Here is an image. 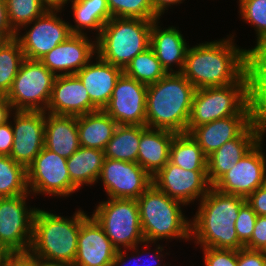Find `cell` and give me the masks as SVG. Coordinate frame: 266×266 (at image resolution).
I'll return each instance as SVG.
<instances>
[{"label": "cell", "instance_id": "1", "mask_svg": "<svg viewBox=\"0 0 266 266\" xmlns=\"http://www.w3.org/2000/svg\"><path fill=\"white\" fill-rule=\"evenodd\" d=\"M234 37L189 46L181 73L196 89L246 83L245 49L234 43Z\"/></svg>", "mask_w": 266, "mask_h": 266}, {"label": "cell", "instance_id": "2", "mask_svg": "<svg viewBox=\"0 0 266 266\" xmlns=\"http://www.w3.org/2000/svg\"><path fill=\"white\" fill-rule=\"evenodd\" d=\"M245 201L242 196L225 194L211 187L190 219V239L204 248H244L236 233L235 220Z\"/></svg>", "mask_w": 266, "mask_h": 266}, {"label": "cell", "instance_id": "3", "mask_svg": "<svg viewBox=\"0 0 266 266\" xmlns=\"http://www.w3.org/2000/svg\"><path fill=\"white\" fill-rule=\"evenodd\" d=\"M196 88L182 73H167L148 85L146 126L187 133Z\"/></svg>", "mask_w": 266, "mask_h": 266}, {"label": "cell", "instance_id": "4", "mask_svg": "<svg viewBox=\"0 0 266 266\" xmlns=\"http://www.w3.org/2000/svg\"><path fill=\"white\" fill-rule=\"evenodd\" d=\"M87 217L81 209L69 218L37 209L29 250L41 261L74 264L80 226Z\"/></svg>", "mask_w": 266, "mask_h": 266}, {"label": "cell", "instance_id": "5", "mask_svg": "<svg viewBox=\"0 0 266 266\" xmlns=\"http://www.w3.org/2000/svg\"><path fill=\"white\" fill-rule=\"evenodd\" d=\"M145 242L164 239H190V223L182 212V202L170 198L153 183L137 199Z\"/></svg>", "mask_w": 266, "mask_h": 266}, {"label": "cell", "instance_id": "6", "mask_svg": "<svg viewBox=\"0 0 266 266\" xmlns=\"http://www.w3.org/2000/svg\"><path fill=\"white\" fill-rule=\"evenodd\" d=\"M153 21L112 17L96 38L97 55L124 70L136 55L150 47Z\"/></svg>", "mask_w": 266, "mask_h": 266}, {"label": "cell", "instance_id": "7", "mask_svg": "<svg viewBox=\"0 0 266 266\" xmlns=\"http://www.w3.org/2000/svg\"><path fill=\"white\" fill-rule=\"evenodd\" d=\"M93 211L90 216L102 227L117 250L139 244L149 249V242H145L141 229L137 199L108 198L99 202Z\"/></svg>", "mask_w": 266, "mask_h": 266}, {"label": "cell", "instance_id": "8", "mask_svg": "<svg viewBox=\"0 0 266 266\" xmlns=\"http://www.w3.org/2000/svg\"><path fill=\"white\" fill-rule=\"evenodd\" d=\"M236 114H251L246 101V83L196 89L187 133L196 126Z\"/></svg>", "mask_w": 266, "mask_h": 266}, {"label": "cell", "instance_id": "9", "mask_svg": "<svg viewBox=\"0 0 266 266\" xmlns=\"http://www.w3.org/2000/svg\"><path fill=\"white\" fill-rule=\"evenodd\" d=\"M56 76L40 61L24 59L7 93L15 111H46Z\"/></svg>", "mask_w": 266, "mask_h": 266}, {"label": "cell", "instance_id": "10", "mask_svg": "<svg viewBox=\"0 0 266 266\" xmlns=\"http://www.w3.org/2000/svg\"><path fill=\"white\" fill-rule=\"evenodd\" d=\"M26 172L28 191L33 196L42 193L53 197H69L79 190L71 182L67 158L45 147L26 168Z\"/></svg>", "mask_w": 266, "mask_h": 266}, {"label": "cell", "instance_id": "11", "mask_svg": "<svg viewBox=\"0 0 266 266\" xmlns=\"http://www.w3.org/2000/svg\"><path fill=\"white\" fill-rule=\"evenodd\" d=\"M29 194L0 197V244L9 252L28 251L32 241L34 216L38 208H28Z\"/></svg>", "mask_w": 266, "mask_h": 266}, {"label": "cell", "instance_id": "12", "mask_svg": "<svg viewBox=\"0 0 266 266\" xmlns=\"http://www.w3.org/2000/svg\"><path fill=\"white\" fill-rule=\"evenodd\" d=\"M58 13L59 11H46L20 29L26 30L33 23L22 36L16 33L15 38L19 41L26 59L40 60L72 34L69 22L63 20Z\"/></svg>", "mask_w": 266, "mask_h": 266}, {"label": "cell", "instance_id": "13", "mask_svg": "<svg viewBox=\"0 0 266 266\" xmlns=\"http://www.w3.org/2000/svg\"><path fill=\"white\" fill-rule=\"evenodd\" d=\"M263 138L250 149L212 187L231 195L247 198L266 180V155L262 152Z\"/></svg>", "mask_w": 266, "mask_h": 266}, {"label": "cell", "instance_id": "14", "mask_svg": "<svg viewBox=\"0 0 266 266\" xmlns=\"http://www.w3.org/2000/svg\"><path fill=\"white\" fill-rule=\"evenodd\" d=\"M108 198L138 199L153 183L138 163L105 158L98 181Z\"/></svg>", "mask_w": 266, "mask_h": 266}, {"label": "cell", "instance_id": "15", "mask_svg": "<svg viewBox=\"0 0 266 266\" xmlns=\"http://www.w3.org/2000/svg\"><path fill=\"white\" fill-rule=\"evenodd\" d=\"M152 182L170 198L186 206L198 198L200 201L212 187L207 178V170H186L170 161L152 177Z\"/></svg>", "mask_w": 266, "mask_h": 266}, {"label": "cell", "instance_id": "16", "mask_svg": "<svg viewBox=\"0 0 266 266\" xmlns=\"http://www.w3.org/2000/svg\"><path fill=\"white\" fill-rule=\"evenodd\" d=\"M147 88V85L123 73L103 110L119 125L146 126Z\"/></svg>", "mask_w": 266, "mask_h": 266}, {"label": "cell", "instance_id": "17", "mask_svg": "<svg viewBox=\"0 0 266 266\" xmlns=\"http://www.w3.org/2000/svg\"><path fill=\"white\" fill-rule=\"evenodd\" d=\"M10 157L27 168L44 148L45 111H13Z\"/></svg>", "mask_w": 266, "mask_h": 266}, {"label": "cell", "instance_id": "18", "mask_svg": "<svg viewBox=\"0 0 266 266\" xmlns=\"http://www.w3.org/2000/svg\"><path fill=\"white\" fill-rule=\"evenodd\" d=\"M96 54V39L90 40L87 34H71L40 61L55 76L72 75L79 72Z\"/></svg>", "mask_w": 266, "mask_h": 266}, {"label": "cell", "instance_id": "19", "mask_svg": "<svg viewBox=\"0 0 266 266\" xmlns=\"http://www.w3.org/2000/svg\"><path fill=\"white\" fill-rule=\"evenodd\" d=\"M266 133V125L253 121L237 138L221 145L207 157V178L213 186L252 149Z\"/></svg>", "mask_w": 266, "mask_h": 266}, {"label": "cell", "instance_id": "20", "mask_svg": "<svg viewBox=\"0 0 266 266\" xmlns=\"http://www.w3.org/2000/svg\"><path fill=\"white\" fill-rule=\"evenodd\" d=\"M247 106L255 121L266 125V43L244 51Z\"/></svg>", "mask_w": 266, "mask_h": 266}, {"label": "cell", "instance_id": "21", "mask_svg": "<svg viewBox=\"0 0 266 266\" xmlns=\"http://www.w3.org/2000/svg\"><path fill=\"white\" fill-rule=\"evenodd\" d=\"M98 111L76 74L56 76L45 112L54 115L80 116Z\"/></svg>", "mask_w": 266, "mask_h": 266}, {"label": "cell", "instance_id": "22", "mask_svg": "<svg viewBox=\"0 0 266 266\" xmlns=\"http://www.w3.org/2000/svg\"><path fill=\"white\" fill-rule=\"evenodd\" d=\"M117 251L92 216L81 223L75 266H112Z\"/></svg>", "mask_w": 266, "mask_h": 266}, {"label": "cell", "instance_id": "23", "mask_svg": "<svg viewBox=\"0 0 266 266\" xmlns=\"http://www.w3.org/2000/svg\"><path fill=\"white\" fill-rule=\"evenodd\" d=\"M253 121L252 114H236L196 126L189 134L208 157L224 143L237 138Z\"/></svg>", "mask_w": 266, "mask_h": 266}, {"label": "cell", "instance_id": "24", "mask_svg": "<svg viewBox=\"0 0 266 266\" xmlns=\"http://www.w3.org/2000/svg\"><path fill=\"white\" fill-rule=\"evenodd\" d=\"M96 63L90 61L76 75L87 89L91 103L103 110L109 103L112 92L123 70L102 60L97 54Z\"/></svg>", "mask_w": 266, "mask_h": 266}, {"label": "cell", "instance_id": "25", "mask_svg": "<svg viewBox=\"0 0 266 266\" xmlns=\"http://www.w3.org/2000/svg\"><path fill=\"white\" fill-rule=\"evenodd\" d=\"M158 21L155 20L152 23L150 47L166 73H181L189 45L177 27L169 26L162 30L163 27L158 25L160 23ZM173 64L179 69L174 70Z\"/></svg>", "mask_w": 266, "mask_h": 266}, {"label": "cell", "instance_id": "26", "mask_svg": "<svg viewBox=\"0 0 266 266\" xmlns=\"http://www.w3.org/2000/svg\"><path fill=\"white\" fill-rule=\"evenodd\" d=\"M177 133L140 125L137 163L150 175H156L169 161L170 145Z\"/></svg>", "mask_w": 266, "mask_h": 266}, {"label": "cell", "instance_id": "27", "mask_svg": "<svg viewBox=\"0 0 266 266\" xmlns=\"http://www.w3.org/2000/svg\"><path fill=\"white\" fill-rule=\"evenodd\" d=\"M44 147L69 158L80 148L77 116L45 112Z\"/></svg>", "mask_w": 266, "mask_h": 266}, {"label": "cell", "instance_id": "28", "mask_svg": "<svg viewBox=\"0 0 266 266\" xmlns=\"http://www.w3.org/2000/svg\"><path fill=\"white\" fill-rule=\"evenodd\" d=\"M117 125L104 110L77 116L80 146L104 151Z\"/></svg>", "mask_w": 266, "mask_h": 266}, {"label": "cell", "instance_id": "29", "mask_svg": "<svg viewBox=\"0 0 266 266\" xmlns=\"http://www.w3.org/2000/svg\"><path fill=\"white\" fill-rule=\"evenodd\" d=\"M104 160L103 150L80 146L77 151L67 158V168L71 182L80 190L84 184L91 186L96 182L98 183Z\"/></svg>", "mask_w": 266, "mask_h": 266}, {"label": "cell", "instance_id": "30", "mask_svg": "<svg viewBox=\"0 0 266 266\" xmlns=\"http://www.w3.org/2000/svg\"><path fill=\"white\" fill-rule=\"evenodd\" d=\"M74 23L70 24L72 34H87L84 31H96L95 39L108 20L112 18L107 0H71ZM84 29V30H83Z\"/></svg>", "mask_w": 266, "mask_h": 266}, {"label": "cell", "instance_id": "31", "mask_svg": "<svg viewBox=\"0 0 266 266\" xmlns=\"http://www.w3.org/2000/svg\"><path fill=\"white\" fill-rule=\"evenodd\" d=\"M140 142V125H117L108 141L105 158L137 163Z\"/></svg>", "mask_w": 266, "mask_h": 266}, {"label": "cell", "instance_id": "32", "mask_svg": "<svg viewBox=\"0 0 266 266\" xmlns=\"http://www.w3.org/2000/svg\"><path fill=\"white\" fill-rule=\"evenodd\" d=\"M169 161L186 170H207V157L189 133L174 136Z\"/></svg>", "mask_w": 266, "mask_h": 266}, {"label": "cell", "instance_id": "33", "mask_svg": "<svg viewBox=\"0 0 266 266\" xmlns=\"http://www.w3.org/2000/svg\"><path fill=\"white\" fill-rule=\"evenodd\" d=\"M123 73L147 86L156 83L167 74L151 47L136 55Z\"/></svg>", "mask_w": 266, "mask_h": 266}, {"label": "cell", "instance_id": "34", "mask_svg": "<svg viewBox=\"0 0 266 266\" xmlns=\"http://www.w3.org/2000/svg\"><path fill=\"white\" fill-rule=\"evenodd\" d=\"M29 193L26 168L10 156L0 155V197Z\"/></svg>", "mask_w": 266, "mask_h": 266}, {"label": "cell", "instance_id": "35", "mask_svg": "<svg viewBox=\"0 0 266 266\" xmlns=\"http://www.w3.org/2000/svg\"><path fill=\"white\" fill-rule=\"evenodd\" d=\"M25 59L21 45L16 38L8 40L0 49V94L7 95L13 80Z\"/></svg>", "mask_w": 266, "mask_h": 266}, {"label": "cell", "instance_id": "36", "mask_svg": "<svg viewBox=\"0 0 266 266\" xmlns=\"http://www.w3.org/2000/svg\"><path fill=\"white\" fill-rule=\"evenodd\" d=\"M5 4L9 23L16 33L47 11L40 0H5Z\"/></svg>", "mask_w": 266, "mask_h": 266}, {"label": "cell", "instance_id": "37", "mask_svg": "<svg viewBox=\"0 0 266 266\" xmlns=\"http://www.w3.org/2000/svg\"><path fill=\"white\" fill-rule=\"evenodd\" d=\"M242 19L253 25L256 31V45L266 43V0H239Z\"/></svg>", "mask_w": 266, "mask_h": 266}, {"label": "cell", "instance_id": "38", "mask_svg": "<svg viewBox=\"0 0 266 266\" xmlns=\"http://www.w3.org/2000/svg\"><path fill=\"white\" fill-rule=\"evenodd\" d=\"M112 17L159 20L150 0H107Z\"/></svg>", "mask_w": 266, "mask_h": 266}, {"label": "cell", "instance_id": "39", "mask_svg": "<svg viewBox=\"0 0 266 266\" xmlns=\"http://www.w3.org/2000/svg\"><path fill=\"white\" fill-rule=\"evenodd\" d=\"M257 214L245 201L239 210L235 220V229L239 240L245 245L252 237Z\"/></svg>", "mask_w": 266, "mask_h": 266}, {"label": "cell", "instance_id": "40", "mask_svg": "<svg viewBox=\"0 0 266 266\" xmlns=\"http://www.w3.org/2000/svg\"><path fill=\"white\" fill-rule=\"evenodd\" d=\"M204 266H238V250L204 248Z\"/></svg>", "mask_w": 266, "mask_h": 266}, {"label": "cell", "instance_id": "41", "mask_svg": "<svg viewBox=\"0 0 266 266\" xmlns=\"http://www.w3.org/2000/svg\"><path fill=\"white\" fill-rule=\"evenodd\" d=\"M156 249H154V251H156V252H154V254L152 253L151 255H149V257L152 259L153 258V260H158V263L156 264L155 263V265H152V266H161V259L160 258H162L163 257V254L162 253H160V252H162V250L164 249L163 247H161L160 246V244H156ZM126 250H132V255H131V257H130V259H128L127 260V262L128 263H126L125 261V259L127 258V254H126ZM136 251L135 252V255H137V256H135L133 253V251ZM139 251V252H138ZM144 254V252H140V250H139V246L138 245H136V246H134L133 248H130V249H125V250H123V249H120V250H118L117 251V253H116V256L114 257V260H113V262H112V266H125V264H129V262L131 261V259L133 258V259H135L134 261H135V263H137L136 261V259H138L137 257H140V259H141V254ZM152 255H153V257H152ZM159 259H160V261H159ZM142 260V259H141ZM144 260V259H143ZM133 261V262H134ZM139 261V260H138ZM152 262H154V261H152ZM131 264V263H130ZM142 264V263H141ZM143 266V265H142ZM146 266H149V265H146ZM151 266V265H150Z\"/></svg>", "mask_w": 266, "mask_h": 266}, {"label": "cell", "instance_id": "42", "mask_svg": "<svg viewBox=\"0 0 266 266\" xmlns=\"http://www.w3.org/2000/svg\"><path fill=\"white\" fill-rule=\"evenodd\" d=\"M244 247L251 250H266V215L257 216L252 237Z\"/></svg>", "mask_w": 266, "mask_h": 266}, {"label": "cell", "instance_id": "43", "mask_svg": "<svg viewBox=\"0 0 266 266\" xmlns=\"http://www.w3.org/2000/svg\"><path fill=\"white\" fill-rule=\"evenodd\" d=\"M4 266H40V260L30 250L15 251L8 253Z\"/></svg>", "mask_w": 266, "mask_h": 266}, {"label": "cell", "instance_id": "44", "mask_svg": "<svg viewBox=\"0 0 266 266\" xmlns=\"http://www.w3.org/2000/svg\"><path fill=\"white\" fill-rule=\"evenodd\" d=\"M238 266H266V252L241 248L238 250Z\"/></svg>", "mask_w": 266, "mask_h": 266}, {"label": "cell", "instance_id": "45", "mask_svg": "<svg viewBox=\"0 0 266 266\" xmlns=\"http://www.w3.org/2000/svg\"><path fill=\"white\" fill-rule=\"evenodd\" d=\"M246 202L255 211L257 216L266 215V184L252 192L246 198Z\"/></svg>", "mask_w": 266, "mask_h": 266}, {"label": "cell", "instance_id": "46", "mask_svg": "<svg viewBox=\"0 0 266 266\" xmlns=\"http://www.w3.org/2000/svg\"><path fill=\"white\" fill-rule=\"evenodd\" d=\"M12 123L9 120L0 125V155L2 156H10L12 150L14 140Z\"/></svg>", "mask_w": 266, "mask_h": 266}, {"label": "cell", "instance_id": "47", "mask_svg": "<svg viewBox=\"0 0 266 266\" xmlns=\"http://www.w3.org/2000/svg\"><path fill=\"white\" fill-rule=\"evenodd\" d=\"M0 34L5 35L9 40L16 37V32L11 28L8 20L5 0H0Z\"/></svg>", "mask_w": 266, "mask_h": 266}, {"label": "cell", "instance_id": "48", "mask_svg": "<svg viewBox=\"0 0 266 266\" xmlns=\"http://www.w3.org/2000/svg\"><path fill=\"white\" fill-rule=\"evenodd\" d=\"M153 11L155 16L160 20L163 13H165V10H168V7H172L171 5H178L182 3L183 0H150ZM185 1V0H184Z\"/></svg>", "mask_w": 266, "mask_h": 266}, {"label": "cell", "instance_id": "49", "mask_svg": "<svg viewBox=\"0 0 266 266\" xmlns=\"http://www.w3.org/2000/svg\"><path fill=\"white\" fill-rule=\"evenodd\" d=\"M13 108L11 106L10 101L7 99L6 95L0 96V125L6 123L12 117Z\"/></svg>", "mask_w": 266, "mask_h": 266}, {"label": "cell", "instance_id": "50", "mask_svg": "<svg viewBox=\"0 0 266 266\" xmlns=\"http://www.w3.org/2000/svg\"><path fill=\"white\" fill-rule=\"evenodd\" d=\"M70 1L71 0H40L47 11H59L60 13L65 4L70 3Z\"/></svg>", "mask_w": 266, "mask_h": 266}, {"label": "cell", "instance_id": "51", "mask_svg": "<svg viewBox=\"0 0 266 266\" xmlns=\"http://www.w3.org/2000/svg\"><path fill=\"white\" fill-rule=\"evenodd\" d=\"M40 266H75L72 263H56V262H46L40 260Z\"/></svg>", "mask_w": 266, "mask_h": 266}, {"label": "cell", "instance_id": "52", "mask_svg": "<svg viewBox=\"0 0 266 266\" xmlns=\"http://www.w3.org/2000/svg\"><path fill=\"white\" fill-rule=\"evenodd\" d=\"M9 251L0 244V266H4L6 256Z\"/></svg>", "mask_w": 266, "mask_h": 266}, {"label": "cell", "instance_id": "53", "mask_svg": "<svg viewBox=\"0 0 266 266\" xmlns=\"http://www.w3.org/2000/svg\"><path fill=\"white\" fill-rule=\"evenodd\" d=\"M9 39L3 35V34H0V49L3 47V45L8 41Z\"/></svg>", "mask_w": 266, "mask_h": 266}]
</instances>
